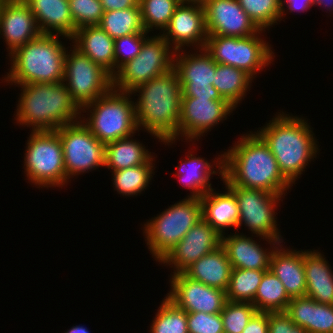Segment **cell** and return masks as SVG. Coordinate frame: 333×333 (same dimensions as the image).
Here are the masks:
<instances>
[{"label":"cell","mask_w":333,"mask_h":333,"mask_svg":"<svg viewBox=\"0 0 333 333\" xmlns=\"http://www.w3.org/2000/svg\"><path fill=\"white\" fill-rule=\"evenodd\" d=\"M307 333H333V305L309 297H294L285 311Z\"/></svg>","instance_id":"484cf974"},{"label":"cell","mask_w":333,"mask_h":333,"mask_svg":"<svg viewBox=\"0 0 333 333\" xmlns=\"http://www.w3.org/2000/svg\"><path fill=\"white\" fill-rule=\"evenodd\" d=\"M134 135L105 144L104 167L118 171L147 163L153 156ZM143 145V146H142Z\"/></svg>","instance_id":"f546056e"},{"label":"cell","mask_w":333,"mask_h":333,"mask_svg":"<svg viewBox=\"0 0 333 333\" xmlns=\"http://www.w3.org/2000/svg\"><path fill=\"white\" fill-rule=\"evenodd\" d=\"M291 297L281 280L269 269L261 280L252 304L258 312L286 311Z\"/></svg>","instance_id":"1f68e13d"},{"label":"cell","mask_w":333,"mask_h":333,"mask_svg":"<svg viewBox=\"0 0 333 333\" xmlns=\"http://www.w3.org/2000/svg\"><path fill=\"white\" fill-rule=\"evenodd\" d=\"M24 1L34 14L41 34L61 35V39L66 38L71 41L76 28L70 13L68 0Z\"/></svg>","instance_id":"603a6c76"},{"label":"cell","mask_w":333,"mask_h":333,"mask_svg":"<svg viewBox=\"0 0 333 333\" xmlns=\"http://www.w3.org/2000/svg\"><path fill=\"white\" fill-rule=\"evenodd\" d=\"M318 250H304L306 297L318 303L333 305V271Z\"/></svg>","instance_id":"83f0119b"},{"label":"cell","mask_w":333,"mask_h":333,"mask_svg":"<svg viewBox=\"0 0 333 333\" xmlns=\"http://www.w3.org/2000/svg\"><path fill=\"white\" fill-rule=\"evenodd\" d=\"M99 26L112 39L135 33H149L143 27L140 7L106 11L103 13Z\"/></svg>","instance_id":"836d02e7"},{"label":"cell","mask_w":333,"mask_h":333,"mask_svg":"<svg viewBox=\"0 0 333 333\" xmlns=\"http://www.w3.org/2000/svg\"><path fill=\"white\" fill-rule=\"evenodd\" d=\"M62 143L64 167L70 178L104 167L105 144L99 141L81 120L55 130Z\"/></svg>","instance_id":"4fadbf2b"},{"label":"cell","mask_w":333,"mask_h":333,"mask_svg":"<svg viewBox=\"0 0 333 333\" xmlns=\"http://www.w3.org/2000/svg\"><path fill=\"white\" fill-rule=\"evenodd\" d=\"M201 219L200 198L185 197L145 222L143 236L153 259L160 262Z\"/></svg>","instance_id":"52a82bcc"},{"label":"cell","mask_w":333,"mask_h":333,"mask_svg":"<svg viewBox=\"0 0 333 333\" xmlns=\"http://www.w3.org/2000/svg\"><path fill=\"white\" fill-rule=\"evenodd\" d=\"M104 12L140 7L139 0H100Z\"/></svg>","instance_id":"bcb514c9"},{"label":"cell","mask_w":333,"mask_h":333,"mask_svg":"<svg viewBox=\"0 0 333 333\" xmlns=\"http://www.w3.org/2000/svg\"><path fill=\"white\" fill-rule=\"evenodd\" d=\"M21 88L14 119L31 131H55L61 126L78 122L81 108L61 83H27Z\"/></svg>","instance_id":"277c9868"},{"label":"cell","mask_w":333,"mask_h":333,"mask_svg":"<svg viewBox=\"0 0 333 333\" xmlns=\"http://www.w3.org/2000/svg\"><path fill=\"white\" fill-rule=\"evenodd\" d=\"M72 45L111 76L115 74L114 39L99 25L76 29Z\"/></svg>","instance_id":"d4e9b609"},{"label":"cell","mask_w":333,"mask_h":333,"mask_svg":"<svg viewBox=\"0 0 333 333\" xmlns=\"http://www.w3.org/2000/svg\"><path fill=\"white\" fill-rule=\"evenodd\" d=\"M236 108L226 100L182 97L178 124V139L199 140L213 126L223 122Z\"/></svg>","instance_id":"9a60e30c"},{"label":"cell","mask_w":333,"mask_h":333,"mask_svg":"<svg viewBox=\"0 0 333 333\" xmlns=\"http://www.w3.org/2000/svg\"><path fill=\"white\" fill-rule=\"evenodd\" d=\"M180 51L175 52L174 69L182 86V97L225 100L213 86L216 62L205 48L192 54L183 49Z\"/></svg>","instance_id":"5bb4252c"},{"label":"cell","mask_w":333,"mask_h":333,"mask_svg":"<svg viewBox=\"0 0 333 333\" xmlns=\"http://www.w3.org/2000/svg\"><path fill=\"white\" fill-rule=\"evenodd\" d=\"M153 161L156 162L152 157L147 163L142 165L111 171L113 175V188L115 187L114 190L117 191L118 194L128 197L141 194L142 191L147 189V186H149L155 174L154 169L156 167H154L155 163Z\"/></svg>","instance_id":"d6a6232c"},{"label":"cell","mask_w":333,"mask_h":333,"mask_svg":"<svg viewBox=\"0 0 333 333\" xmlns=\"http://www.w3.org/2000/svg\"><path fill=\"white\" fill-rule=\"evenodd\" d=\"M279 244L270 259V270L281 280L287 294L291 297L306 295L304 251L284 248Z\"/></svg>","instance_id":"7402d4cb"},{"label":"cell","mask_w":333,"mask_h":333,"mask_svg":"<svg viewBox=\"0 0 333 333\" xmlns=\"http://www.w3.org/2000/svg\"><path fill=\"white\" fill-rule=\"evenodd\" d=\"M269 333H307L296 325L285 311L269 312Z\"/></svg>","instance_id":"7bdbcfd3"},{"label":"cell","mask_w":333,"mask_h":333,"mask_svg":"<svg viewBox=\"0 0 333 333\" xmlns=\"http://www.w3.org/2000/svg\"><path fill=\"white\" fill-rule=\"evenodd\" d=\"M324 7L330 13H333V0H315V6ZM322 5V6H321Z\"/></svg>","instance_id":"7dc6e473"},{"label":"cell","mask_w":333,"mask_h":333,"mask_svg":"<svg viewBox=\"0 0 333 333\" xmlns=\"http://www.w3.org/2000/svg\"><path fill=\"white\" fill-rule=\"evenodd\" d=\"M234 195L238 203L239 221L237 231L244 224L253 237L263 241H284L277 228L275 209L278 207L282 194H273L263 190L245 188L234 184H224ZM276 213V214H275Z\"/></svg>","instance_id":"8fae6325"},{"label":"cell","mask_w":333,"mask_h":333,"mask_svg":"<svg viewBox=\"0 0 333 333\" xmlns=\"http://www.w3.org/2000/svg\"><path fill=\"white\" fill-rule=\"evenodd\" d=\"M287 5V6H286ZM290 11V13L293 12H304L310 10L311 7L315 6V0H280V8H281V16L280 21H282V18L285 17V11Z\"/></svg>","instance_id":"f6af8a7d"},{"label":"cell","mask_w":333,"mask_h":333,"mask_svg":"<svg viewBox=\"0 0 333 333\" xmlns=\"http://www.w3.org/2000/svg\"><path fill=\"white\" fill-rule=\"evenodd\" d=\"M193 152L187 155V158L182 159L181 165L176 166V172L174 176L179 178L178 181L182 186L190 189V194L187 197L191 198H201L210 190H213L210 179L212 175L221 176L223 178V154L218 155V157L212 161L211 164L206 159L201 157H196ZM216 161V162H215ZM216 168H213L214 166ZM218 168V170H217ZM216 169V170H215ZM219 172V173H218Z\"/></svg>","instance_id":"cb8c5ba5"},{"label":"cell","mask_w":333,"mask_h":333,"mask_svg":"<svg viewBox=\"0 0 333 333\" xmlns=\"http://www.w3.org/2000/svg\"><path fill=\"white\" fill-rule=\"evenodd\" d=\"M235 233L232 234L230 232L227 236L226 234L223 235L221 243L227 253L232 268L269 270L271 255L275 248L280 243H283V241L272 239L268 242L270 249H265L261 247L260 241L257 243L253 237H247V235L243 233L239 234L237 231Z\"/></svg>","instance_id":"44dd1931"},{"label":"cell","mask_w":333,"mask_h":333,"mask_svg":"<svg viewBox=\"0 0 333 333\" xmlns=\"http://www.w3.org/2000/svg\"><path fill=\"white\" fill-rule=\"evenodd\" d=\"M131 95L130 92L111 88L102 97L81 108V113L88 114L87 118L81 114L80 120L104 144L135 135L139 129L135 101H132Z\"/></svg>","instance_id":"8992f818"},{"label":"cell","mask_w":333,"mask_h":333,"mask_svg":"<svg viewBox=\"0 0 333 333\" xmlns=\"http://www.w3.org/2000/svg\"><path fill=\"white\" fill-rule=\"evenodd\" d=\"M180 0H139L141 18L146 32L159 30L161 34L169 25L170 19Z\"/></svg>","instance_id":"d590c367"},{"label":"cell","mask_w":333,"mask_h":333,"mask_svg":"<svg viewBox=\"0 0 333 333\" xmlns=\"http://www.w3.org/2000/svg\"><path fill=\"white\" fill-rule=\"evenodd\" d=\"M65 333H90L88 329L82 325H76L71 327Z\"/></svg>","instance_id":"c3c4849f"},{"label":"cell","mask_w":333,"mask_h":333,"mask_svg":"<svg viewBox=\"0 0 333 333\" xmlns=\"http://www.w3.org/2000/svg\"><path fill=\"white\" fill-rule=\"evenodd\" d=\"M232 266L222 245L198 259L183 273L203 284L226 291Z\"/></svg>","instance_id":"f1b7e54d"},{"label":"cell","mask_w":333,"mask_h":333,"mask_svg":"<svg viewBox=\"0 0 333 333\" xmlns=\"http://www.w3.org/2000/svg\"><path fill=\"white\" fill-rule=\"evenodd\" d=\"M175 51L158 33L148 37L140 53L112 76V88L132 92L139 85L174 69Z\"/></svg>","instance_id":"30bf717a"},{"label":"cell","mask_w":333,"mask_h":333,"mask_svg":"<svg viewBox=\"0 0 333 333\" xmlns=\"http://www.w3.org/2000/svg\"><path fill=\"white\" fill-rule=\"evenodd\" d=\"M75 28L99 25L103 9L100 0H68Z\"/></svg>","instance_id":"ab89813d"},{"label":"cell","mask_w":333,"mask_h":333,"mask_svg":"<svg viewBox=\"0 0 333 333\" xmlns=\"http://www.w3.org/2000/svg\"><path fill=\"white\" fill-rule=\"evenodd\" d=\"M257 309L250 302L226 301L220 315L224 333H242Z\"/></svg>","instance_id":"f35d334b"},{"label":"cell","mask_w":333,"mask_h":333,"mask_svg":"<svg viewBox=\"0 0 333 333\" xmlns=\"http://www.w3.org/2000/svg\"><path fill=\"white\" fill-rule=\"evenodd\" d=\"M71 47L65 57L63 83L82 108L112 88V76L73 45Z\"/></svg>","instance_id":"7c38bea8"},{"label":"cell","mask_w":333,"mask_h":333,"mask_svg":"<svg viewBox=\"0 0 333 333\" xmlns=\"http://www.w3.org/2000/svg\"><path fill=\"white\" fill-rule=\"evenodd\" d=\"M221 243L222 236L211 225L201 219L159 264H164V266L167 264V267L173 268L170 275L183 273L198 259L219 247Z\"/></svg>","instance_id":"ac0fdd59"},{"label":"cell","mask_w":333,"mask_h":333,"mask_svg":"<svg viewBox=\"0 0 333 333\" xmlns=\"http://www.w3.org/2000/svg\"><path fill=\"white\" fill-rule=\"evenodd\" d=\"M40 35L35 16L24 0L1 1L0 38L5 40L8 55Z\"/></svg>","instance_id":"ffe728a7"},{"label":"cell","mask_w":333,"mask_h":333,"mask_svg":"<svg viewBox=\"0 0 333 333\" xmlns=\"http://www.w3.org/2000/svg\"><path fill=\"white\" fill-rule=\"evenodd\" d=\"M24 156V173L37 188L63 187L68 183L60 137L56 131H31Z\"/></svg>","instance_id":"ba28073f"},{"label":"cell","mask_w":333,"mask_h":333,"mask_svg":"<svg viewBox=\"0 0 333 333\" xmlns=\"http://www.w3.org/2000/svg\"><path fill=\"white\" fill-rule=\"evenodd\" d=\"M208 35L246 37L260 29L249 18L238 0H201Z\"/></svg>","instance_id":"d6986e66"},{"label":"cell","mask_w":333,"mask_h":333,"mask_svg":"<svg viewBox=\"0 0 333 333\" xmlns=\"http://www.w3.org/2000/svg\"><path fill=\"white\" fill-rule=\"evenodd\" d=\"M131 93L134 96L139 93L135 101L139 131L144 129L164 145L175 144L182 98V86L175 69L139 85Z\"/></svg>","instance_id":"7a4b0ae2"},{"label":"cell","mask_w":333,"mask_h":333,"mask_svg":"<svg viewBox=\"0 0 333 333\" xmlns=\"http://www.w3.org/2000/svg\"><path fill=\"white\" fill-rule=\"evenodd\" d=\"M160 35L175 52L186 49V46H192V50L195 46V51L204 49L208 33L201 0L181 2Z\"/></svg>","instance_id":"2e32d148"},{"label":"cell","mask_w":333,"mask_h":333,"mask_svg":"<svg viewBox=\"0 0 333 333\" xmlns=\"http://www.w3.org/2000/svg\"><path fill=\"white\" fill-rule=\"evenodd\" d=\"M59 37L61 35L41 34L14 50L8 55L11 68L4 82L11 86L63 82L66 49L69 47L66 48Z\"/></svg>","instance_id":"5b68a950"},{"label":"cell","mask_w":333,"mask_h":333,"mask_svg":"<svg viewBox=\"0 0 333 333\" xmlns=\"http://www.w3.org/2000/svg\"><path fill=\"white\" fill-rule=\"evenodd\" d=\"M188 333H224L220 313L204 312L187 313Z\"/></svg>","instance_id":"b9f144b4"},{"label":"cell","mask_w":333,"mask_h":333,"mask_svg":"<svg viewBox=\"0 0 333 333\" xmlns=\"http://www.w3.org/2000/svg\"><path fill=\"white\" fill-rule=\"evenodd\" d=\"M277 114L256 133L270 148L283 176L295 185L309 162L317 157L320 146L306 118L283 111Z\"/></svg>","instance_id":"3957f363"},{"label":"cell","mask_w":333,"mask_h":333,"mask_svg":"<svg viewBox=\"0 0 333 333\" xmlns=\"http://www.w3.org/2000/svg\"><path fill=\"white\" fill-rule=\"evenodd\" d=\"M240 6L260 30L268 31L280 22V0H238Z\"/></svg>","instance_id":"74e56055"},{"label":"cell","mask_w":333,"mask_h":333,"mask_svg":"<svg viewBox=\"0 0 333 333\" xmlns=\"http://www.w3.org/2000/svg\"><path fill=\"white\" fill-rule=\"evenodd\" d=\"M264 31L246 37L208 35L205 50L217 64L242 69L254 79L275 58L272 46L261 38Z\"/></svg>","instance_id":"9c48e42d"},{"label":"cell","mask_w":333,"mask_h":333,"mask_svg":"<svg viewBox=\"0 0 333 333\" xmlns=\"http://www.w3.org/2000/svg\"><path fill=\"white\" fill-rule=\"evenodd\" d=\"M150 324V333H188L187 312L166 296Z\"/></svg>","instance_id":"8d00e7d4"},{"label":"cell","mask_w":333,"mask_h":333,"mask_svg":"<svg viewBox=\"0 0 333 333\" xmlns=\"http://www.w3.org/2000/svg\"><path fill=\"white\" fill-rule=\"evenodd\" d=\"M241 135L223 153V183L286 196L293 185L281 173L268 145L256 132Z\"/></svg>","instance_id":"6da1fadb"},{"label":"cell","mask_w":333,"mask_h":333,"mask_svg":"<svg viewBox=\"0 0 333 333\" xmlns=\"http://www.w3.org/2000/svg\"><path fill=\"white\" fill-rule=\"evenodd\" d=\"M269 312H257L242 333H269Z\"/></svg>","instance_id":"ee69618b"},{"label":"cell","mask_w":333,"mask_h":333,"mask_svg":"<svg viewBox=\"0 0 333 333\" xmlns=\"http://www.w3.org/2000/svg\"><path fill=\"white\" fill-rule=\"evenodd\" d=\"M210 190L200 198L202 204V219L211 225L221 236L227 229L237 231L239 209L235 195L225 186V192Z\"/></svg>","instance_id":"4316f807"},{"label":"cell","mask_w":333,"mask_h":333,"mask_svg":"<svg viewBox=\"0 0 333 333\" xmlns=\"http://www.w3.org/2000/svg\"><path fill=\"white\" fill-rule=\"evenodd\" d=\"M148 37V33H135L114 39L115 73L140 53L143 42Z\"/></svg>","instance_id":"60d3db41"},{"label":"cell","mask_w":333,"mask_h":333,"mask_svg":"<svg viewBox=\"0 0 333 333\" xmlns=\"http://www.w3.org/2000/svg\"><path fill=\"white\" fill-rule=\"evenodd\" d=\"M266 271L232 268L225 291L227 301L252 303Z\"/></svg>","instance_id":"e575fe53"},{"label":"cell","mask_w":333,"mask_h":333,"mask_svg":"<svg viewBox=\"0 0 333 333\" xmlns=\"http://www.w3.org/2000/svg\"><path fill=\"white\" fill-rule=\"evenodd\" d=\"M169 282L171 287L166 297L187 313H221L227 301L224 290L207 286L184 273L171 275Z\"/></svg>","instance_id":"e0dca14e"},{"label":"cell","mask_w":333,"mask_h":333,"mask_svg":"<svg viewBox=\"0 0 333 333\" xmlns=\"http://www.w3.org/2000/svg\"><path fill=\"white\" fill-rule=\"evenodd\" d=\"M253 78L244 70L229 65L217 64L213 86L221 97L237 108L251 89Z\"/></svg>","instance_id":"4dcf8cb0"},{"label":"cell","mask_w":333,"mask_h":333,"mask_svg":"<svg viewBox=\"0 0 333 333\" xmlns=\"http://www.w3.org/2000/svg\"><path fill=\"white\" fill-rule=\"evenodd\" d=\"M181 2H191V1H196V0H180Z\"/></svg>","instance_id":"681fc988"}]
</instances>
